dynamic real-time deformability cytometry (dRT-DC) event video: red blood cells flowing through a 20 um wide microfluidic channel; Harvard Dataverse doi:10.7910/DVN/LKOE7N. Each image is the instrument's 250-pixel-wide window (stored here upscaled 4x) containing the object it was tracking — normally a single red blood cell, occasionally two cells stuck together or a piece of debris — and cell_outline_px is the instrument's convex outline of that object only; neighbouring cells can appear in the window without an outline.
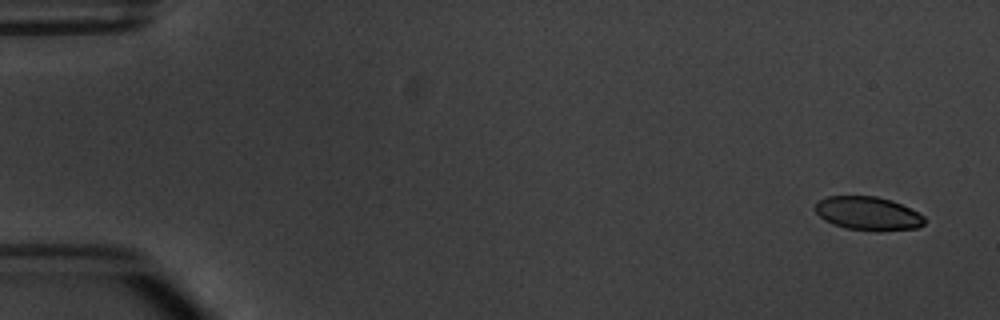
{"species": "common noctule bat (a hibernating species)", "species_latin": "Nyctalus noctula", "temperature_condition": "warm", "stored_images_in_passage": 3, "camera_frame_rate_fps": 3000, "um_per_image_px": 0.085, "animal": {"sex": "male", "body_mass_g": 20.1, "forearm_length_mm": 53.5}, "frame": {"image": 1, "passage_image": 1, "time_ms": 0.0, "image_size_px": [1000, 320], "cell_outline_px": [[924, 224], [920, 228], [880, 232], [844, 228], [832, 224], [824, 220], [812, 208], [820, 200], [828, 196], [876, 196], [892, 200], [924, 216]], "centroid_in_image_um": [73.77, 18.16], "position_along_channel_um": 11.2, "area_um2": 21.62}}